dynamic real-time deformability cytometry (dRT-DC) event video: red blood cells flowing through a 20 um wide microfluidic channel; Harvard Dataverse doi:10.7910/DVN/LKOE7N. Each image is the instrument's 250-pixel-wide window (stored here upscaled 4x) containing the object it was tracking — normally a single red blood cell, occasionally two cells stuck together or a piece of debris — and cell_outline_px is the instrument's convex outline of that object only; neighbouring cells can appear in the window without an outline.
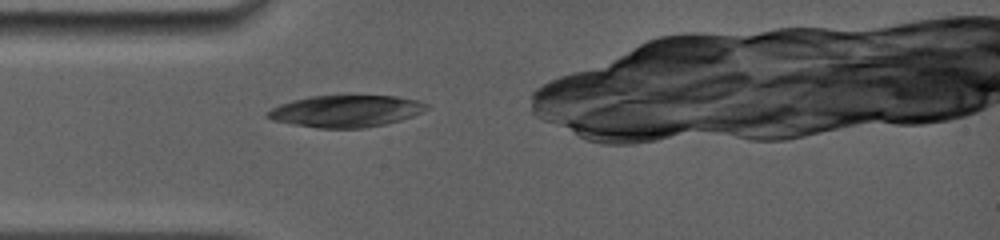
{"species": "common noctule bat (a hibernating species)", "species_latin": "Nyctalus noctula", "temperature_condition": "room temperature", "stored_images_in_passage": 3, "camera_frame_rate_fps": 5000, "um_per_image_px": 0.085, "animal": {"sex": "female", "body_mass_g": 19.0, "forearm_length_mm": 56.7}, "frame": {"image": 1, "passage_image": 2, "time_ms": 0.8, "image_size_px": [1000, 240], "cell_outline_px": [[432, 108], [412, 116], [400, 120], [384, 124], [364, 128], [316, 128], [292, 124], [272, 120], [264, 116], [264, 112], [280, 104], [292, 100], [308, 96], [352, 92], [396, 96], [420, 100], [428, 104]], "centroid_in_image_um": [29.42, 9.39], "position_along_channel_um": 55.6, "area_um2": 31.04}}
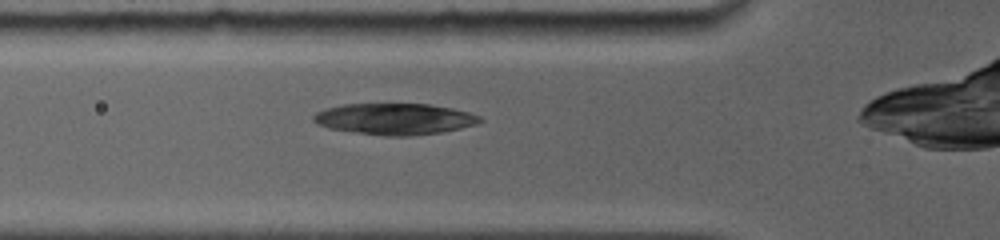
{"frame": {"image": 2, "passage_image": 3, "time_ms": 1.8, "image_size_px": [1000, 240], "cell_outline_px": [[484, 120], [480, 124], [440, 132], [408, 136], [384, 136], [328, 128], [316, 124], [312, 120], [312, 116], [316, 112], [324, 108], [344, 104], [428, 104], [452, 108], [468, 112], [480, 116]], "centroid_in_image_um": [33.54, 10.11], "position_along_channel_um": 92.3, "area_um2": 30.46}}